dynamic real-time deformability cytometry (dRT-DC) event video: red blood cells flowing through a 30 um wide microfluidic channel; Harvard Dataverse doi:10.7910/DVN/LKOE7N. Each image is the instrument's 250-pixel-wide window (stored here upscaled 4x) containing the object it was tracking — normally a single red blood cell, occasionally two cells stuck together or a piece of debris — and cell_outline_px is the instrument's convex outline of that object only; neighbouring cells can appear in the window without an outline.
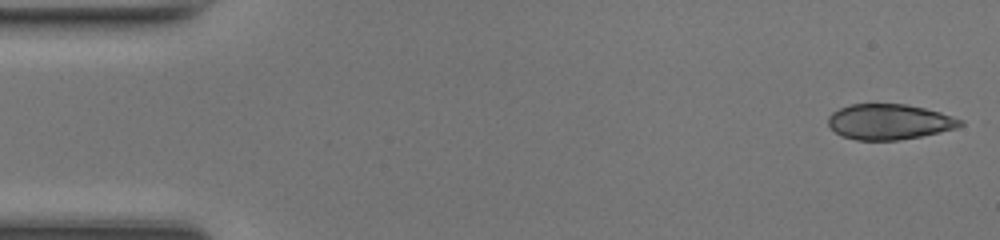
{"species": "common noctule bat (a hibernating species)", "species_latin": "Nyctalus noctula", "temperature_condition": "room temperature", "stored_images_in_passage": 47, "camera_frame_rate_fps": 3000, "um_per_image_px": 0.085, "animal": {"sex": "female", "body_mass_g": 17.0, "forearm_length_mm": 48.0}, "frame": {"image": 1, "passage_image": 1, "time_ms": 0.0, "image_size_px": [1000, 240], "cell_outline_px": [[964, 124], [956, 128], [940, 132], [920, 136], [896, 140], [856, 140], [840, 136], [828, 124], [828, 116], [832, 112], [840, 108], [852, 104], [904, 104], [924, 108], [940, 112], [964, 120]], "centroid_in_image_um": [75.59, 10.35], "position_along_channel_um": 9.4, "area_um2": 27.22}}
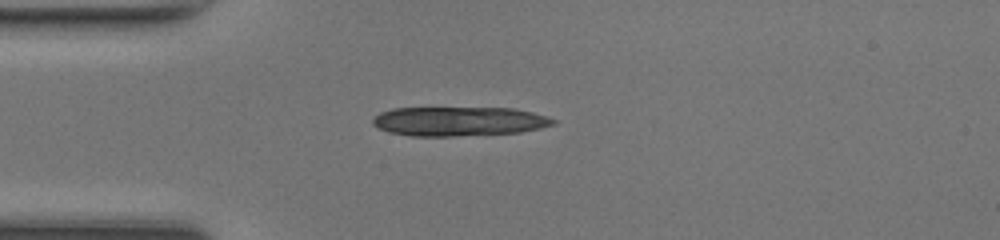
{"frame": {"image": 2, "passage_image": 12, "time_ms": 3.667, "image_size_px": [1000, 240], "cell_outline_px": [[556, 124], [540, 128], [520, 132], [452, 136], [412, 136], [388, 132], [372, 124], [372, 120], [380, 112], [392, 108], [512, 108], [532, 112], [548, 116], [556, 120]], "centroid_in_image_um": [39.02, 10.31], "position_along_channel_um": 46.0, "area_um2": 30.75}}
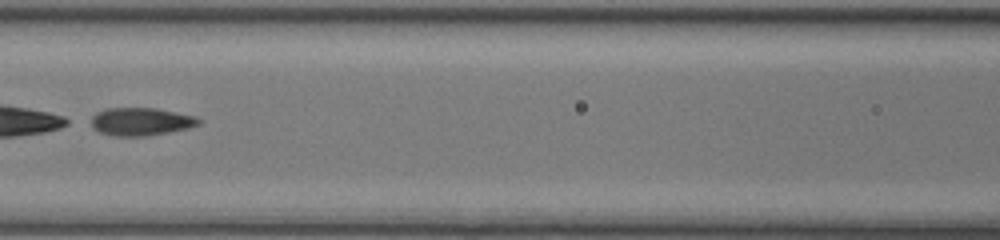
{"frame": {"image": 3, "passage_image": 21, "time_ms": 6.667, "image_size_px": [1000, 240], "cell_outline_px": [[204, 120], [200, 124], [188, 128], [168, 132], [144, 136], [112, 136], [100, 132], [92, 128], [92, 116], [96, 112], [108, 108], [156, 108], [196, 116]], "centroid_in_image_um": [12.0, 10.33], "position_along_channel_um": 154.6, "area_um2": 17.57}, "authors_computed_cell_mechanics": {"area_um2": 28.1486, "velocity_mm_per_s": 4.3188, "shape_relaxation_time_tau1_ms": 0.7814, "shape_relaxation_time_tau2_ms": 1.995, "deformation_change_tau1": 0.2644, "deformation_change_tau2": 0.1167}}